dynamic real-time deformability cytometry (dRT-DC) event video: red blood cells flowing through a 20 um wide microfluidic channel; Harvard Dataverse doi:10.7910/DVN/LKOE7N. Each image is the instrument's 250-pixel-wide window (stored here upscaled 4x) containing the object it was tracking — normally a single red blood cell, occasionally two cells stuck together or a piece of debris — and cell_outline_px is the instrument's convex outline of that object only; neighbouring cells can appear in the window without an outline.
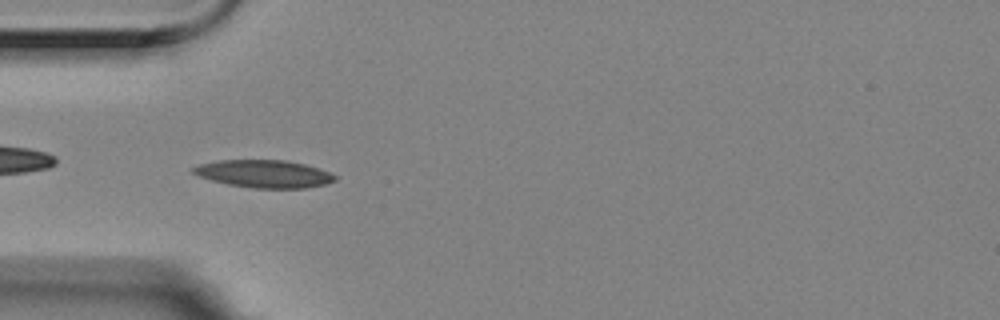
{"species": "Egyptian fruit bat (a non-hibernating species)", "species_latin": "Rousettus aegyptiacus", "temperature_condition": "room temperature", "stored_images_in_passage": 5, "camera_frame_rate_fps": 3000, "um_per_image_px": 0.085, "animal": {"sex": "female"}, "frame": {"image": 1, "passage_image": 5, "time_ms": 1.333, "image_size_px": [1000, 320], "cell_outline_px": [[336, 180], [324, 184], [304, 188], [252, 188], [228, 184], [212, 180], [200, 176], [192, 172], [192, 168], [200, 164], [220, 160], [284, 160], [304, 164], [328, 172], [336, 176]], "centroid_in_image_um": [22.43, 14.77], "position_along_channel_um": 62.6, "area_um2": 22.48}}